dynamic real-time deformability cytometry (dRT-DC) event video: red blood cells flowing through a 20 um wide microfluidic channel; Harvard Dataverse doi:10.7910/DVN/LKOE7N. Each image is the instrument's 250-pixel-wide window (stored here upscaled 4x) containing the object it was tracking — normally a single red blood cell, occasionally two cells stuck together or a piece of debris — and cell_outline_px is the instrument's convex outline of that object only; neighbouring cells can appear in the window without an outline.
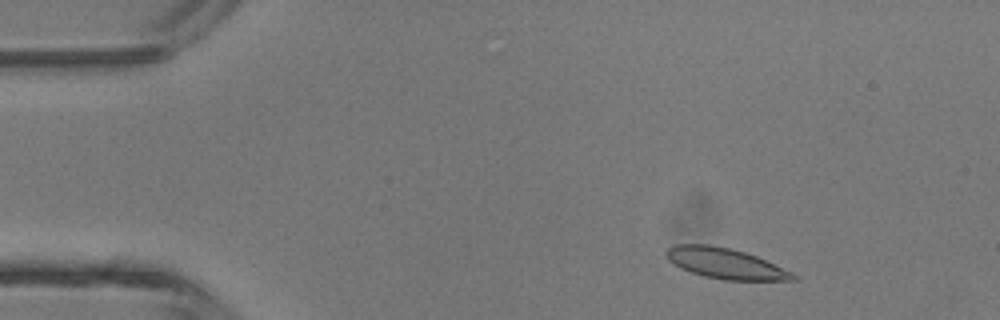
{"species": "common noctule bat (a hibernating species)", "species_latin": "Nyctalus noctula", "temperature_condition": "room temperature", "stored_images_in_passage": 3, "camera_frame_rate_fps": 3000, "um_per_image_px": 0.085, "animal": {"sex": "male", "body_mass_g": 13.3}, "frame": {"image": 1, "passage_image": 1, "time_ms": 0.0, "image_size_px": [1000, 320], "cell_outline_px": [[796, 280], [724, 280], [704, 276], [680, 268], [668, 260], [664, 252], [672, 244], [708, 244], [728, 248], [744, 252], [756, 256], [792, 272], [796, 276]], "centroid_in_image_um": [61.6, 22.38], "position_along_channel_um": 23.4, "area_um2": 22.43}}
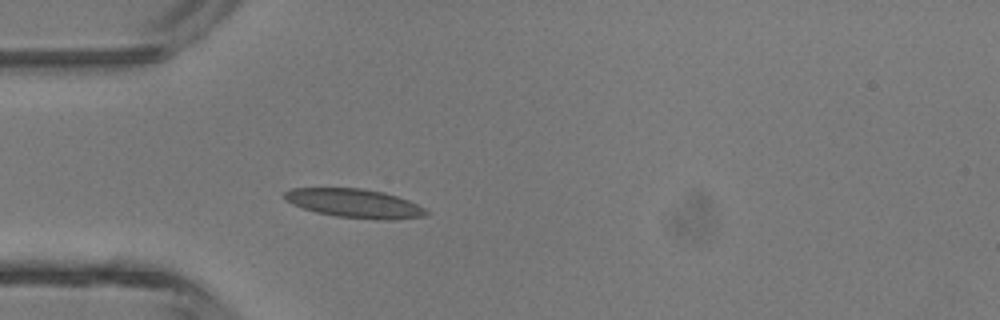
{"frame": {"image": 2, "passage_image": 3, "time_ms": 2.333, "image_size_px": [1000, 320], "cell_outline_px": [[428, 212], [424, 216], [396, 220], [376, 220], [336, 216], [316, 212], [292, 204], [284, 196], [284, 192], [292, 188], [360, 188], [384, 192], [408, 200], [424, 208]], "centroid_in_image_um": [30.16, 17.29], "position_along_channel_um": 54.8, "area_um2": 23.7}}